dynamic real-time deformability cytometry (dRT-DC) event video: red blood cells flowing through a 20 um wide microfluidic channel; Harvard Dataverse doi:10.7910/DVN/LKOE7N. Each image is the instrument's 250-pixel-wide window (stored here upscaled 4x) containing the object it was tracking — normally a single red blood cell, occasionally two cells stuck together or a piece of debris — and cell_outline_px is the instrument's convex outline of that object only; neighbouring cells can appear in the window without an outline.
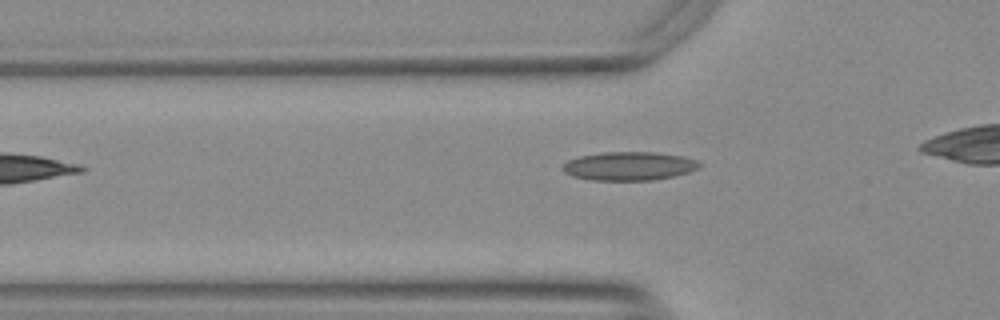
{"species": "Egyptian fruit bat (a non-hibernating species)", "species_latin": "Rousettus aegyptiacus", "temperature_condition": "warm", "stored_images_in_passage": 29, "camera_frame_rate_fps": 3000, "um_per_image_px": 0.085, "animal": {"sex": "female"}, "frame": {"image": 1, "passage_image": 3, "time_ms": 0.667, "image_size_px": [1000, 320], "cell_outline_px": [[704, 164], [688, 172], [672, 176], [652, 180], [592, 180], [572, 176], [564, 172], [560, 168], [568, 160], [580, 156], [600, 152], [656, 152], [684, 156], [696, 160]], "centroid_in_image_um": [53.45, 14.1], "position_along_channel_um": 72.3, "area_um2": 22.83}}
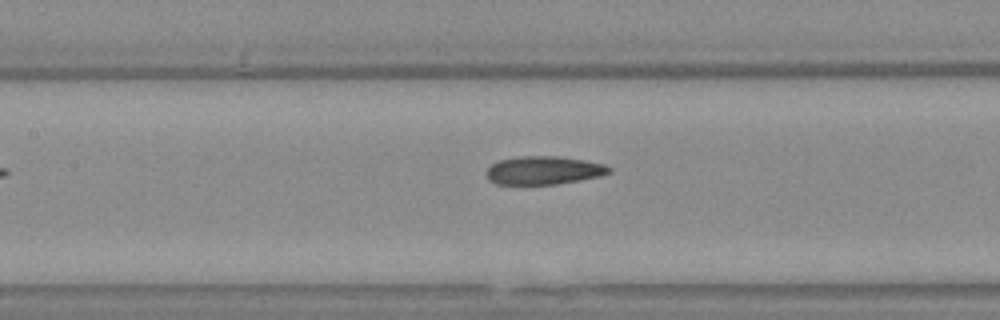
{"frame": {"image": 2, "passage_image": 10, "time_ms": 3.0, "image_size_px": [1000, 320], "cell_outline_px": [[612, 172], [600, 176], [556, 184], [496, 184], [488, 180], [488, 168], [492, 164], [500, 160], [520, 156], [560, 156], [584, 160], [604, 164], [612, 168]], "centroid_in_image_um": [46.24, 14.47], "position_along_channel_um": 161.2, "area_um2": 20.11}}
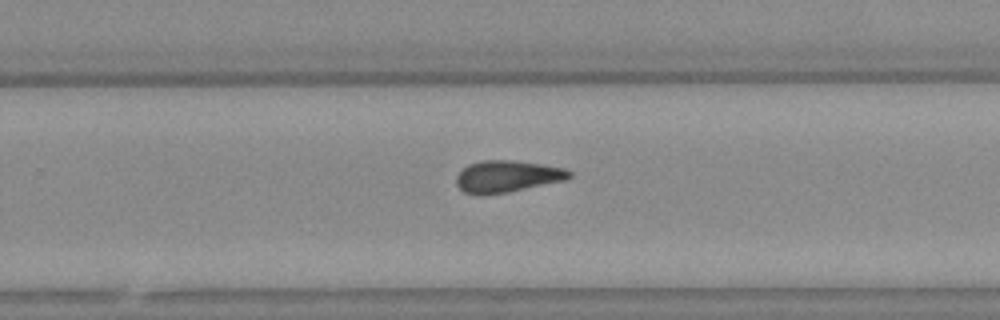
{"frame": {"image": 3, "passage_image": 20, "time_ms": 6.333, "image_size_px": [1000, 320], "cell_outline_px": [[572, 176], [564, 180], [508, 192], [484, 196], [480, 196], [464, 192], [456, 184], [456, 176], [468, 164], [480, 160], [516, 160], [564, 168], [572, 172]], "centroid_in_image_um": [43.07, 15.0], "position_along_channel_um": 286.7, "area_um2": 21.04}}